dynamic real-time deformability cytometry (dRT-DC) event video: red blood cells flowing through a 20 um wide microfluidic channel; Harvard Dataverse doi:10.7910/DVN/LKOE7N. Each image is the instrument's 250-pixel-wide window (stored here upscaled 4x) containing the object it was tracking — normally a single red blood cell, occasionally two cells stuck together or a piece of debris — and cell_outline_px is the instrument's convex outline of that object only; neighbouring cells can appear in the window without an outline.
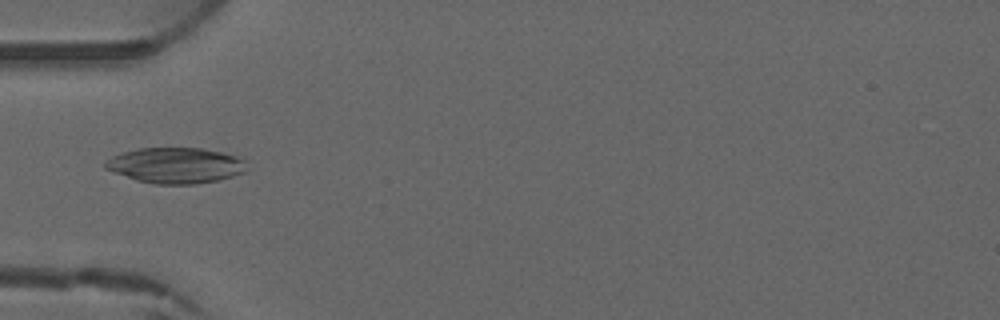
{"species": "common noctule bat (a hibernating species)", "species_latin": "Nyctalus noctula", "temperature_condition": "warm", "stored_images_in_passage": 5, "camera_frame_rate_fps": 3000, "um_per_image_px": 0.085, "animal": {"sex": "male", "forearm_length_mm": 52.5}, "frame": {"image": 1, "passage_image": 5, "time_ms": 4.667, "image_size_px": [1000, 320], "cell_outline_px": [[248, 168], [244, 172], [220, 180], [192, 184], [156, 184], [136, 180], [104, 168], [104, 164], [112, 156], [124, 152], [140, 148], [204, 148], [236, 156], [244, 160]], "centroid_in_image_um": [14.95, 14.06], "position_along_channel_um": 70.0, "area_um2": 29.25}}